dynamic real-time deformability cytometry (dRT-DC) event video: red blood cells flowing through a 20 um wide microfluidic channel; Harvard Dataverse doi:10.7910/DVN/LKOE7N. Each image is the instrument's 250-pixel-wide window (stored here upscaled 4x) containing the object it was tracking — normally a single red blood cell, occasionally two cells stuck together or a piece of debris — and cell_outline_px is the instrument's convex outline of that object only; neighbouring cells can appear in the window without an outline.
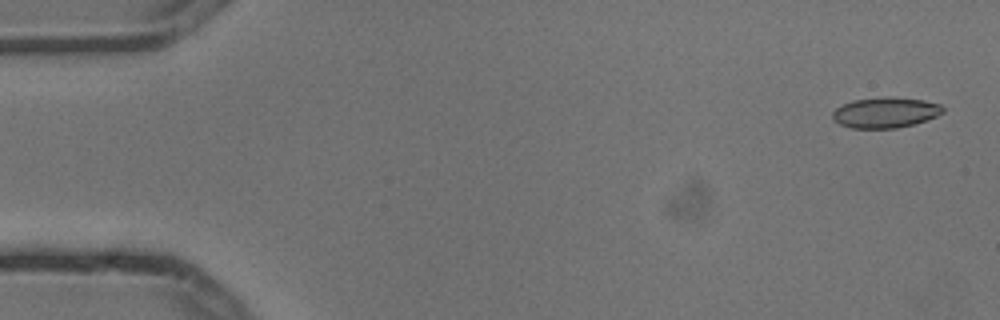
{"species": "common noctule bat (a hibernating species)", "species_latin": "Nyctalus noctula", "temperature_condition": "cold", "stored_images_in_passage": 5, "camera_frame_rate_fps": 3000, "um_per_image_px": 0.085, "animal": {"sex": "male", "body_mass_g": 13.3}, "frame": {"image": 1, "passage_image": 1, "time_ms": 0.0, "image_size_px": [1000, 320], "cell_outline_px": [[944, 112], [936, 116], [912, 124], [896, 128], [852, 128], [840, 124], [832, 116], [832, 112], [836, 108], [852, 100], [924, 100], [940, 104], [944, 108]], "centroid_in_image_um": [75.25, 9.62], "position_along_channel_um": 9.8, "area_um2": 18.44}}
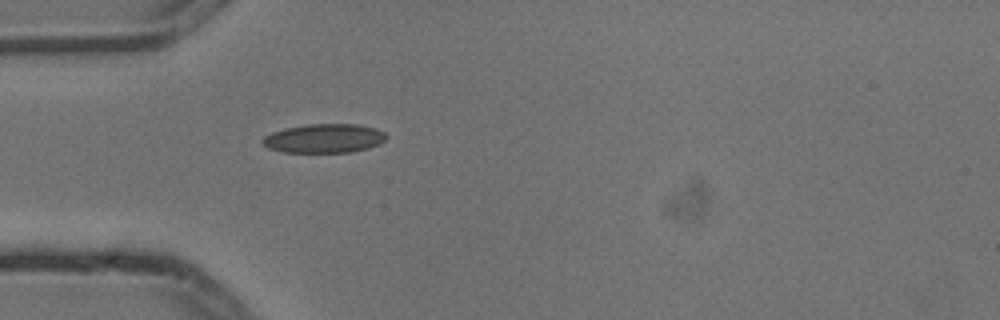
{"frame": {"image": 2, "passage_image": 5, "time_ms": 1.333, "image_size_px": [1000, 320], "cell_outline_px": [[388, 136], [380, 144], [368, 148], [352, 152], [284, 152], [268, 148], [260, 144], [260, 140], [264, 136], [272, 132], [284, 128], [308, 124], [356, 124], [376, 128], [384, 132]], "centroid_in_image_um": [27.53, 11.76], "position_along_channel_um": 57.5, "area_um2": 21.1}}